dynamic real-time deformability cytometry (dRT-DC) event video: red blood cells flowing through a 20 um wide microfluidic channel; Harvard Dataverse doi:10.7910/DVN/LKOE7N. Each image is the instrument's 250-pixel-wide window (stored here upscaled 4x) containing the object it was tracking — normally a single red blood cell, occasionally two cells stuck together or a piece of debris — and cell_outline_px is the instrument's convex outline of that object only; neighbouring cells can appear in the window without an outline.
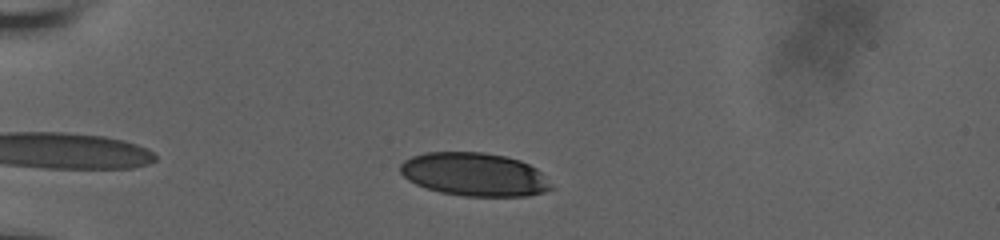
{"species": "human", "species_latin": "Homo sapiens", "temperature_condition": "room temperature", "stored_images_in_passage": 31, "camera_frame_rate_fps": 3000, "um_per_image_px": 0.085, "donor": {"sex": "male"}, "frame": {"image": 1, "passage_image": 3, "time_ms": 1.0, "image_size_px": [1000, 240], "cell_outline_px": [[556, 188], [544, 192], [528, 196], [464, 196], [440, 192], [416, 184], [408, 180], [400, 172], [400, 164], [404, 160], [412, 156], [428, 152], [484, 152], [504, 156], [520, 160], [536, 168]], "centroid_in_image_um": [40.34, 14.83], "position_along_channel_um": 44.7, "area_um2": 38.15}}
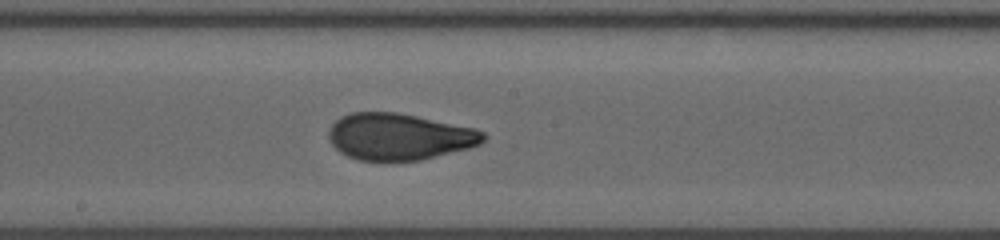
{"frame": {"image": 2, "passage_image": 18, "time_ms": 6.667, "image_size_px": [1000, 240], "cell_outline_px": [[484, 140], [480, 144], [468, 148], [420, 160], [360, 160], [348, 156], [340, 152], [328, 140], [328, 132], [332, 124], [340, 116], [352, 112], [396, 112], [416, 116], [472, 128], [484, 132]], "centroid_in_image_um": [33.88, 11.61], "position_along_channel_um": 214.3, "area_um2": 41.56}}
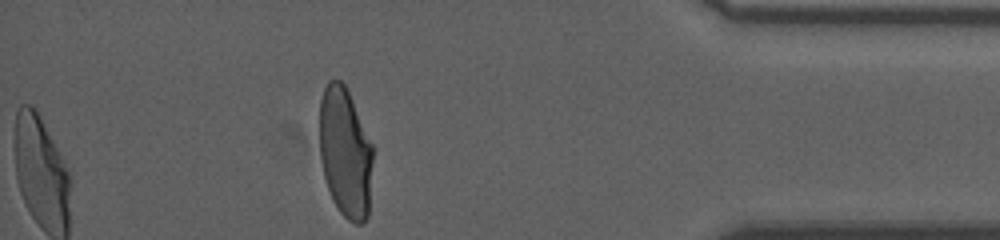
{"frame": {"image": 3, "passage_image": 31, "time_ms": 12.667, "image_size_px": [1000, 240], "cell_outline_px": [[376, 148], [368, 216], [360, 224], [356, 224], [348, 220], [336, 208], [332, 200], [324, 176], [320, 156], [320, 100], [324, 88], [328, 80], [340, 80], [344, 84]], "centroid_in_image_um": [29.39, 12.99], "position_along_channel_um": 405.8, "area_um2": 41.38}, "authors_computed_cell_mechanics": {"area_um2": 42.194, "velocity_mm_per_s": 3.7607, "shape_relaxation_time_tau1_ms": 6.1511, "shape_relaxation_time_tau2_ms": 0.763, "deformation_change_tau1": 0.2146, "deformation_change_tau2": 0.0591}}